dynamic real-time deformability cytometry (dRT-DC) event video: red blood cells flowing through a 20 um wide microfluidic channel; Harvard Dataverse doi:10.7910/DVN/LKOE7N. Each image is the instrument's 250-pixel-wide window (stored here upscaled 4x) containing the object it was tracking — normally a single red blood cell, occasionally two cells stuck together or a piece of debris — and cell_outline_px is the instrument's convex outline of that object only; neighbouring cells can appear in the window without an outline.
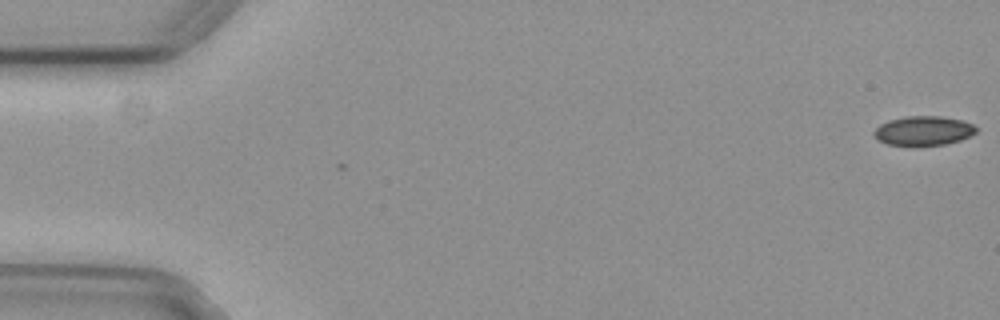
{"species": "common noctule bat (a hibernating species)", "species_latin": "Nyctalus noctula", "temperature_condition": "cold", "stored_images_in_passage": 3, "camera_frame_rate_fps": 3000, "um_per_image_px": 0.085, "animal": {"sex": "female", "body_mass_g": 29.2, "forearm_length_mm": 56.3}, "frame": {"image": 1, "passage_image": 1, "time_ms": 0.0, "image_size_px": [1000, 320], "cell_outline_px": [[976, 132], [972, 136], [960, 140], [944, 144], [912, 148], [888, 144], [876, 140], [872, 132], [880, 124], [888, 120], [904, 116], [940, 116], [964, 120], [972, 124], [976, 128]], "centroid_in_image_um": [78.45, 11.14], "position_along_channel_um": 6.5, "area_um2": 18.15}}